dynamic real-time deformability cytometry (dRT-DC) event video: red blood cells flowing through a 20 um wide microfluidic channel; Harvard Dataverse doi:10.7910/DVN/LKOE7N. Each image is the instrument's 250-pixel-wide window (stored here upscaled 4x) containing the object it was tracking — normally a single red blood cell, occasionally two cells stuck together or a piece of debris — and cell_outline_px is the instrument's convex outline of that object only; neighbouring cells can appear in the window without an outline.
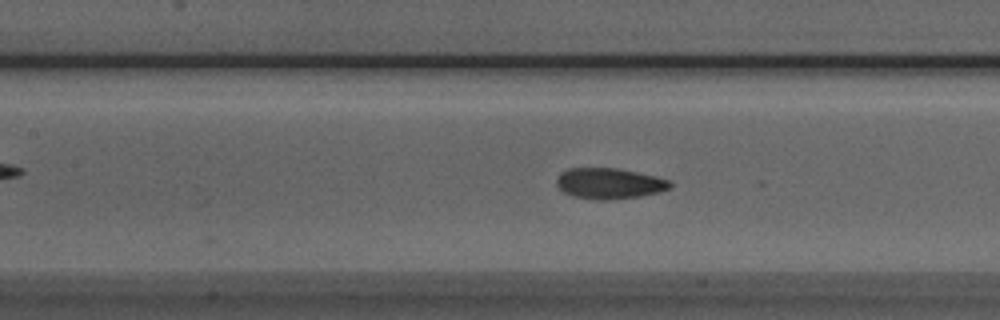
{"species": "Egyptian fruit bat (a non-hibernating species)", "species_latin": "Rousettus aegyptiacus", "temperature_condition": "room temperature", "stored_images_in_passage": 30, "camera_frame_rate_fps": 3000, "um_per_image_px": 0.085, "animal": {"sex": "male"}, "frame": {"image": 1, "passage_image": 22, "time_ms": 7.0, "image_size_px": [1000, 320], "cell_outline_px": [[672, 188], [660, 192], [640, 196], [608, 200], [596, 200], [572, 196], [564, 192], [556, 184], [556, 180], [560, 172], [568, 168], [616, 168], [656, 176], [668, 180], [672, 184]], "centroid_in_image_um": [51.78, 15.59], "position_along_channel_um": 155.6, "area_um2": 20.46}}
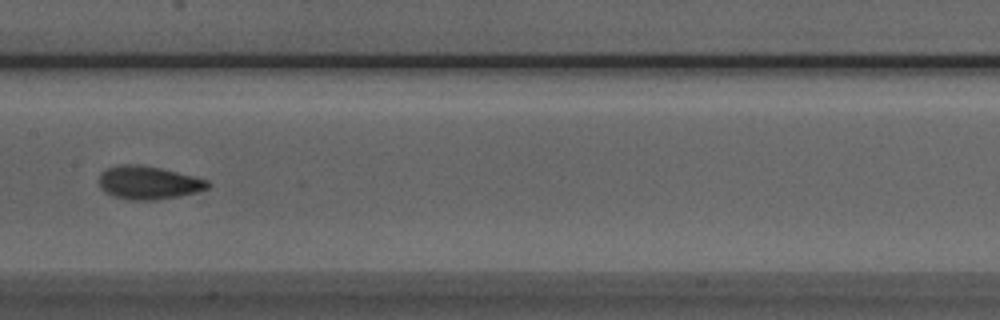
{"frame": {"image": 2, "passage_image": 25, "time_ms": 8.0, "image_size_px": [1000, 320], "cell_outline_px": [[212, 184], [208, 188], [196, 192], [180, 196], [156, 200], [124, 200], [112, 196], [104, 192], [100, 188], [100, 172], [108, 168], [120, 164], [136, 164], [160, 168], [208, 180]], "centroid_in_image_um": [12.59, 15.54], "position_along_channel_um": 194.8, "area_um2": 21.15}}
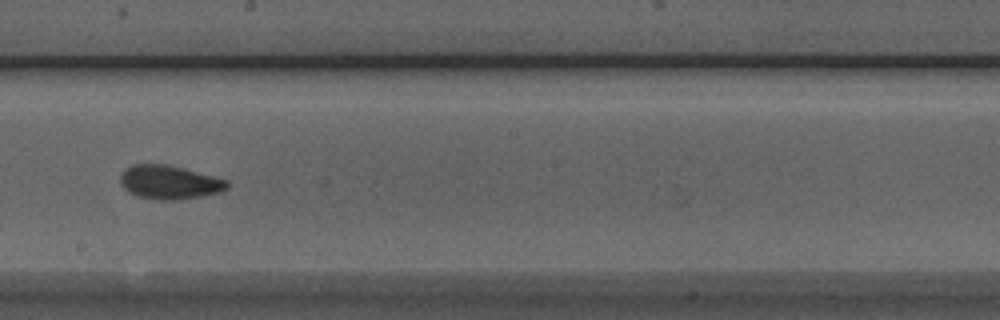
{"frame": {"image": 3, "passage_image": 28, "time_ms": 9.0, "image_size_px": [1000, 320], "cell_outline_px": [[228, 188], [220, 192], [180, 200], [152, 200], [136, 196], [128, 192], [120, 184], [120, 176], [132, 164], [164, 164], [228, 180]], "centroid_in_image_um": [14.36, 15.52], "position_along_channel_um": 233.8, "area_um2": 20.87}}